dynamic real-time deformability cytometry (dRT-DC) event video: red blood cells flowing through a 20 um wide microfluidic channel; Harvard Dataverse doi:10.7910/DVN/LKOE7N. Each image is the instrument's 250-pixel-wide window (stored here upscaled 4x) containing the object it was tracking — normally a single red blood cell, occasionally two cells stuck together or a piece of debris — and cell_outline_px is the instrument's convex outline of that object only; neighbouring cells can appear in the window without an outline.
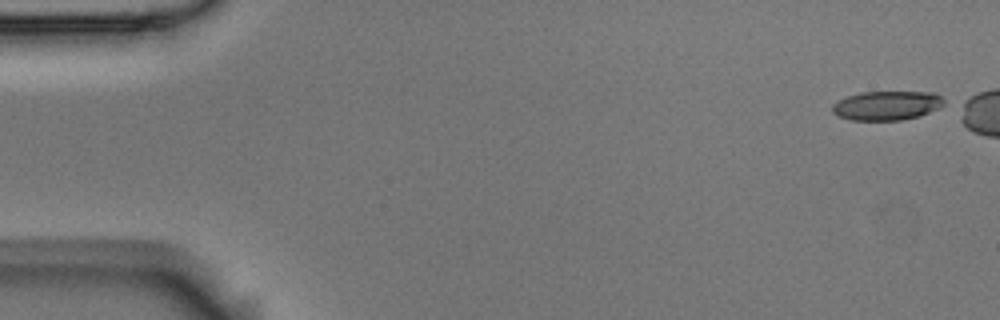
{"species": "Egyptian fruit bat (a non-hibernating species)", "species_latin": "Rousettus aegyptiacus", "temperature_condition": "room temperature", "stored_images_in_passage": 5, "camera_frame_rate_fps": 3000, "um_per_image_px": 0.085, "animal": {"sex": "male"}, "frame": {"image": 1, "passage_image": 1, "time_ms": 0.0, "image_size_px": [1000, 320], "cell_outline_px": [[944, 104], [920, 116], [900, 120], [852, 120], [840, 116], [832, 112], [832, 104], [836, 100], [860, 92], [936, 92], [944, 100]], "centroid_in_image_um": [75.35, 8.96], "position_along_channel_um": 9.6, "area_um2": 18.9}}